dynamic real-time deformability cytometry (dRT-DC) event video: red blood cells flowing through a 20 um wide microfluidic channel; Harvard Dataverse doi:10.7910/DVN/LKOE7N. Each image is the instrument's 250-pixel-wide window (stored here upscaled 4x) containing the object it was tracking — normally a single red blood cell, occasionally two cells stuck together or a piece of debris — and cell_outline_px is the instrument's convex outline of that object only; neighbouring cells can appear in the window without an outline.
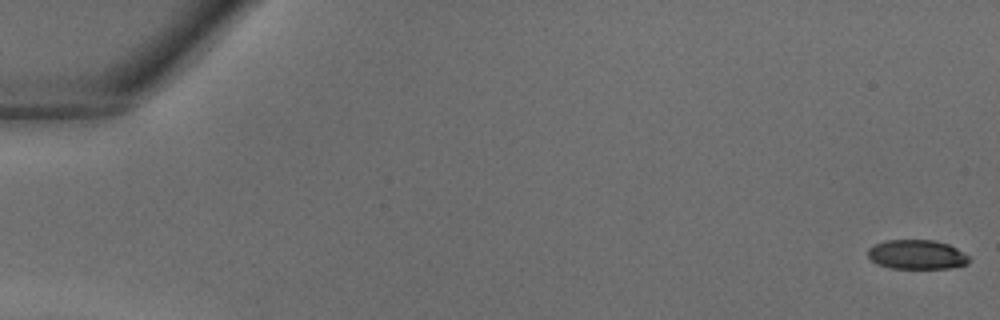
{"species": "common noctule bat (a hibernating species)", "species_latin": "Nyctalus noctula", "temperature_condition": "warm", "stored_images_in_passage": 40, "camera_frame_rate_fps": 3000, "um_per_image_px": 0.085, "animal": {"sex": "male", "body_mass_g": 18.8}, "frame": {"image": 1, "passage_image": 1, "time_ms": 0.0, "image_size_px": [1000, 320], "cell_outline_px": [[972, 260], [968, 264], [948, 268], [888, 268], [876, 264], [868, 256], [868, 248], [884, 240], [936, 240], [948, 244], [956, 248], [968, 256]], "centroid_in_image_um": [77.93, 21.64], "position_along_channel_um": 7.1, "area_um2": 17.4}}
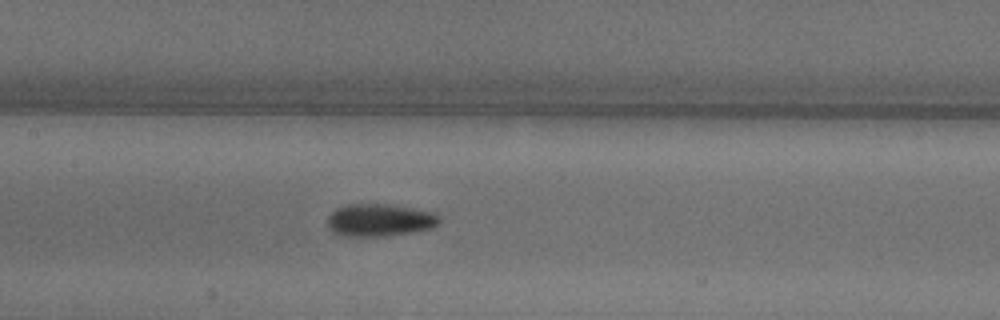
{"frame": {"image": 2, "passage_image": 20, "time_ms": 6.333, "image_size_px": [1000, 320], "cell_outline_px": [[440, 224], [432, 228], [408, 232], [376, 236], [348, 236], [332, 232], [328, 224], [328, 216], [336, 208], [344, 204], [392, 204], [436, 212], [440, 216]], "centroid_in_image_um": [32.3, 18.68], "position_along_channel_um": 175.1, "area_um2": 21.21}}
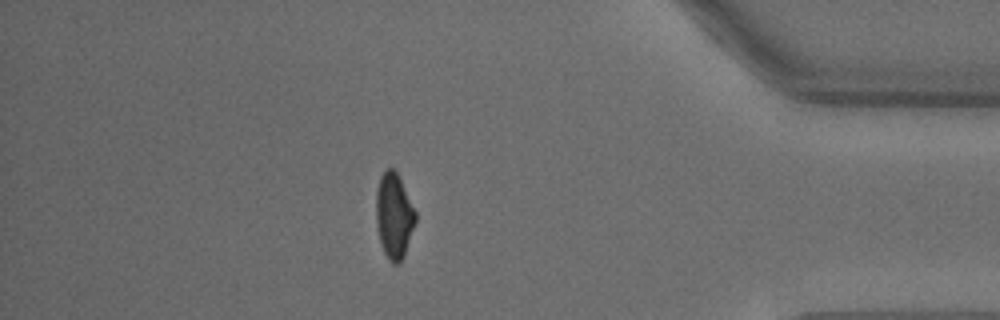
{"frame": {"image": 3, "passage_image": 35, "time_ms": 11.333, "image_size_px": [1000, 320], "cell_outline_px": [[416, 220], [404, 256], [396, 264], [392, 264], [388, 260], [384, 252], [380, 240], [376, 224], [376, 192], [380, 176], [388, 168], [392, 168], [400, 176], [416, 212]], "centroid_in_image_um": [33.49, 18.32], "position_along_channel_um": 401.7, "area_um2": 19.59}}